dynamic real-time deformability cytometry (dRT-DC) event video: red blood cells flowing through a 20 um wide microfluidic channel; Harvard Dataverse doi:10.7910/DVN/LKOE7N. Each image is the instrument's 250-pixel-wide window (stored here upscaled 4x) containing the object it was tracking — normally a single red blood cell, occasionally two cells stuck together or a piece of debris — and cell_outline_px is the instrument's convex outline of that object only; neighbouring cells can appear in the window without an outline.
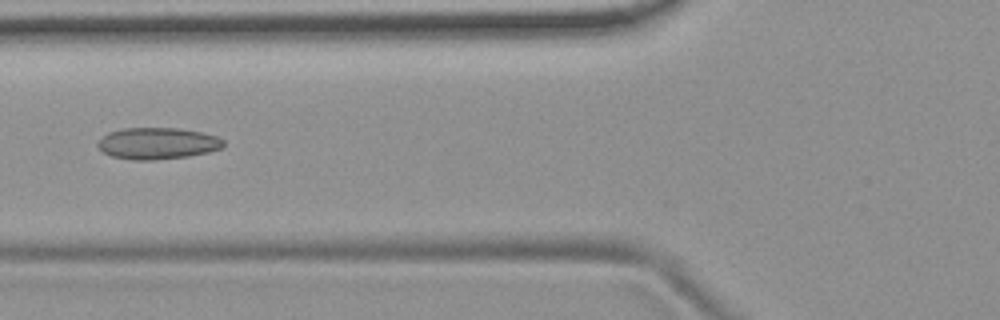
{"species": "common noctule bat (a hibernating species)", "species_latin": "Nyctalus noctula", "temperature_condition": "room temperature", "stored_images_in_passage": 54, "camera_frame_rate_fps": 3000, "um_per_image_px": 0.085, "animal": {"sex": "female", "body_mass_g": 19.9}, "frame": {"image": 1, "passage_image": 21, "time_ms": 6.667, "image_size_px": [1000, 320], "cell_outline_px": [[224, 144], [220, 148], [208, 152], [188, 156], [152, 160], [132, 160], [112, 156], [104, 152], [96, 144], [108, 132], [124, 128], [176, 128], [200, 132], [216, 136], [224, 140]], "centroid_in_image_um": [13.38, 12.19], "position_along_channel_um": 112.4, "area_um2": 22.89}}
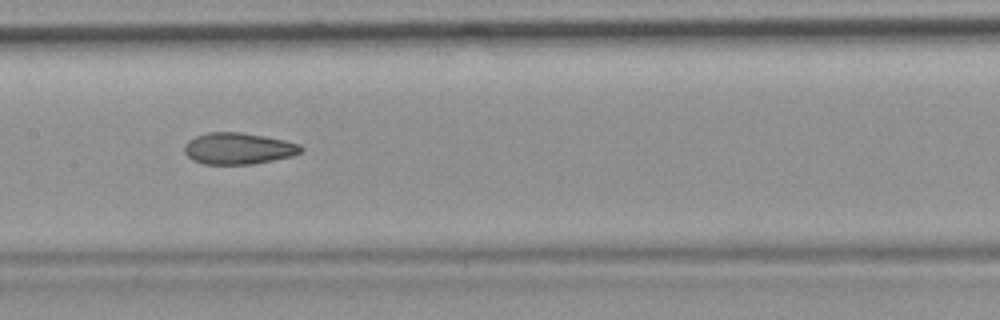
{"frame": {"image": 2, "passage_image": 27, "time_ms": 8.667, "image_size_px": [1000, 320], "cell_outline_px": [[304, 148], [300, 152], [292, 156], [252, 164], [204, 164], [192, 160], [184, 152], [184, 144], [188, 140], [196, 136], [208, 132], [240, 132], [264, 136], [284, 140], [300, 144]], "centroid_in_image_um": [20.23, 12.62], "position_along_channel_um": 187.2, "area_um2": 21.39}}
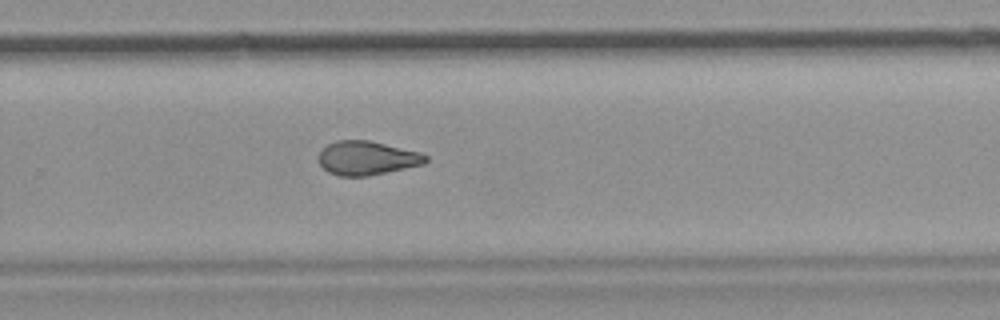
{"frame": {"image": 3, "passage_image": 36, "time_ms": 11.667, "image_size_px": [1000, 320], "cell_outline_px": [[428, 160], [424, 164], [368, 176], [340, 176], [328, 172], [320, 164], [320, 152], [328, 144], [336, 140], [368, 140], [420, 152], [428, 156]], "centroid_in_image_um": [31.21, 13.43], "position_along_channel_um": 298.6, "area_um2": 20.98}, "authors_computed_cell_mechanics": {"area_um2": 22.0507, "velocity_mm_per_s": 3.7387, "shape_relaxation_time_tau1_ms": null, "shape_relaxation_time_tau2_ms": 2.1573, "deformation_change_tau1": null, "deformation_change_tau2": 0.0859}}